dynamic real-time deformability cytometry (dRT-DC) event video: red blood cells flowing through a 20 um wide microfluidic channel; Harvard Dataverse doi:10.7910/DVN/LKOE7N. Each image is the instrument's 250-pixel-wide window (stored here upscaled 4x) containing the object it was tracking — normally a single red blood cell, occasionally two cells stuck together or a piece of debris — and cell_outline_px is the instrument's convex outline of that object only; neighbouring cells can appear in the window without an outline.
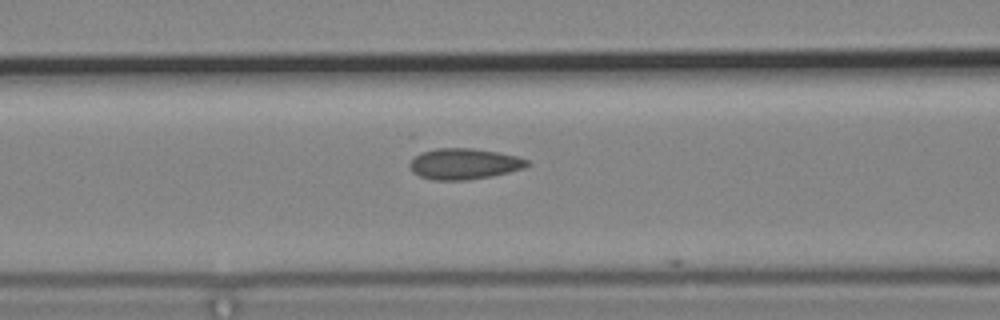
{"species": "common noctule bat (a hibernating species)", "species_latin": "Nyctalus noctula", "temperature_condition": "cold", "stored_images_in_passage": 18, "camera_frame_rate_fps": 3000, "um_per_image_px": 0.085, "animal": {"sex": "male", "body_mass_g": 19.2, "forearm_length_mm": 51.8}, "frame": {"image": 1, "passage_image": 6, "time_ms": 1.667, "image_size_px": [1000, 320], "cell_outline_px": [[532, 164], [524, 168], [492, 176], [468, 180], [432, 180], [420, 176], [412, 172], [408, 164], [420, 152], [436, 148], [472, 148], [496, 152], [516, 156], [528, 160]], "centroid_in_image_um": [39.44, 13.93], "position_along_channel_um": 127.2, "area_um2": 21.21}}
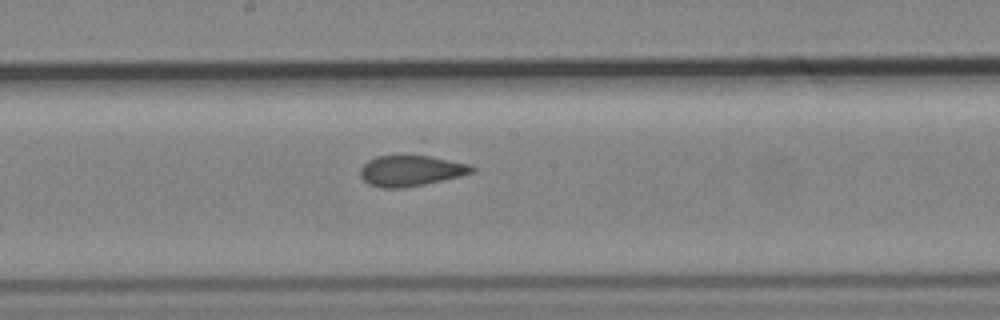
{"frame": {"image": 2, "passage_image": 13, "time_ms": 4.0, "image_size_px": [1000, 320], "cell_outline_px": [[476, 172], [460, 176], [424, 184], [404, 188], [380, 188], [368, 184], [360, 176], [360, 168], [368, 160], [376, 156], [428, 156], [472, 164], [476, 168]], "centroid_in_image_um": [34.94, 14.52], "position_along_channel_um": 213.3, "area_um2": 20.06}}
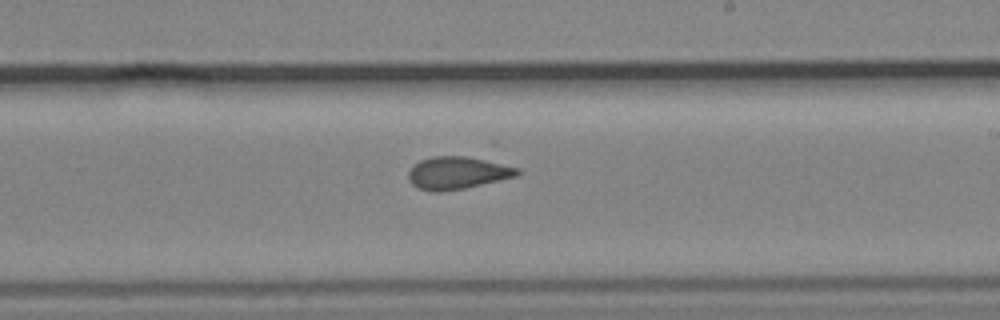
{"frame": {"image": 3, "passage_image": 16, "time_ms": 5.0, "image_size_px": [1000, 320], "cell_outline_px": [[520, 176], [464, 188], [440, 192], [432, 192], [416, 188], [408, 180], [408, 172], [420, 160], [432, 156], [468, 156], [520, 168]], "centroid_in_image_um": [38.89, 14.7], "position_along_channel_um": 250.1, "area_um2": 20.75}}